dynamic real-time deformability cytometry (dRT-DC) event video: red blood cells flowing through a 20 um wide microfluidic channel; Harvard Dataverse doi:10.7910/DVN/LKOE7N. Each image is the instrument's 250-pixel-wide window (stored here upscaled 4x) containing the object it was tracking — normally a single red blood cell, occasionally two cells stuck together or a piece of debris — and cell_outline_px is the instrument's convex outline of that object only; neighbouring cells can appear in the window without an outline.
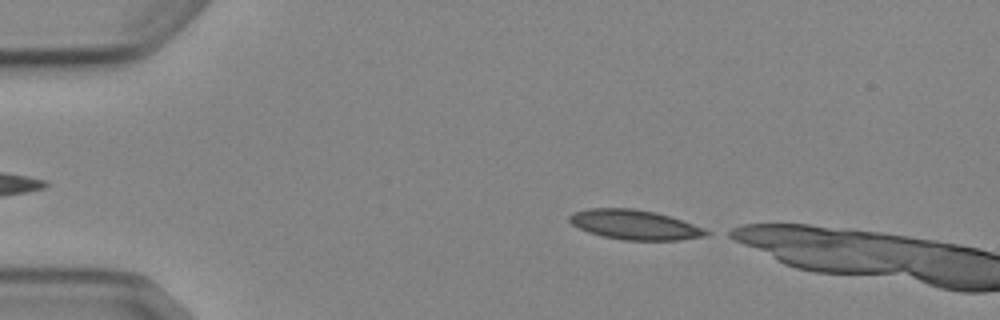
{"species": "Egyptian fruit bat (a non-hibernating species)", "species_latin": "Rousettus aegyptiacus", "temperature_condition": "cold", "stored_images_in_passage": 4, "camera_frame_rate_fps": 3000, "um_per_image_px": 0.085, "animal": {"sex": "female"}, "frame": {"image": 1, "passage_image": 4, "time_ms": 4.333, "image_size_px": [1000, 320], "cell_outline_px": [[712, 232], [708, 236], [680, 240], [624, 240], [604, 236], [588, 232], [572, 224], [568, 220], [568, 216], [572, 212], [588, 208], [632, 208], [656, 212], [704, 228]], "centroid_in_image_um": [53.94, 19.1], "position_along_channel_um": 31.1, "area_um2": 23.64}}